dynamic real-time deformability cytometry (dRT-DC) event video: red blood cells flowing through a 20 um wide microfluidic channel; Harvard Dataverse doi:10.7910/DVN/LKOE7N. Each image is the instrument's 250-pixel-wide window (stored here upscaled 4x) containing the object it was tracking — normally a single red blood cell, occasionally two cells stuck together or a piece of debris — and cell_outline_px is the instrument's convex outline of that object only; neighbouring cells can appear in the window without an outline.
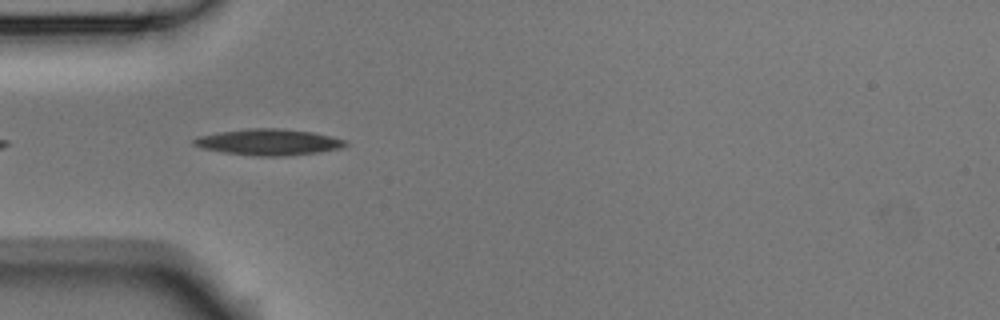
{"species": "Egyptian fruit bat (a non-hibernating species)", "species_latin": "Rousettus aegyptiacus", "temperature_condition": "room temperature", "stored_images_in_passage": 6, "camera_frame_rate_fps": 3000, "um_per_image_px": 0.085, "animal": {"sex": "male"}, "frame": {"image": 1, "passage_image": 2, "time_ms": 0.333, "image_size_px": [1000, 320], "cell_outline_px": [[348, 144], [340, 148], [316, 152], [280, 156], [256, 156], [224, 152], [200, 148], [192, 144], [192, 140], [200, 136], [220, 132], [248, 128], [276, 128], [312, 132], [348, 140]], "centroid_in_image_um": [22.82, 12.07], "position_along_channel_um": 62.2, "area_um2": 22.89}}
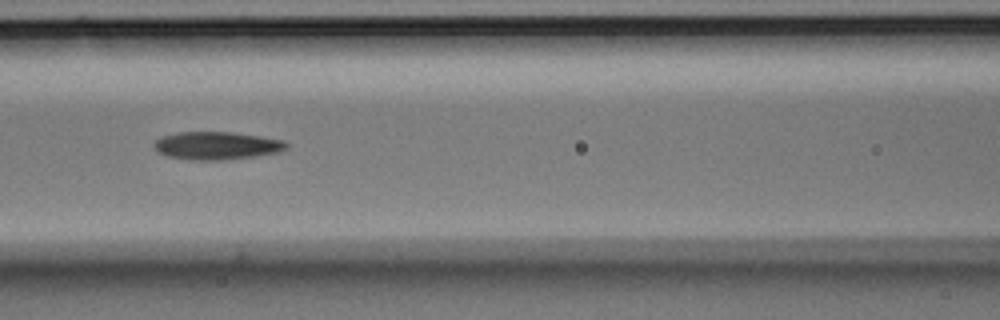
{"frame": {"image": 2, "passage_image": 4, "time_ms": 1.0, "image_size_px": [1000, 320], "cell_outline_px": [[288, 148], [280, 152], [256, 156], [220, 160], [188, 160], [168, 156], [160, 152], [152, 144], [160, 136], [176, 132], [228, 132], [260, 136], [284, 140], [288, 144]], "centroid_in_image_um": [18.43, 12.38], "position_along_channel_um": 148.2, "area_um2": 21.56}}
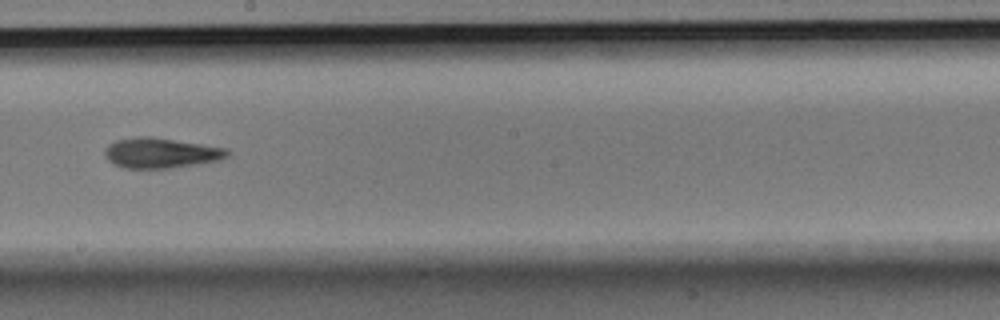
{"frame": {"image": 3, "passage_image": 6, "time_ms": 1.667, "image_size_px": [1000, 320], "cell_outline_px": [[228, 156], [220, 160], [172, 168], [124, 168], [112, 164], [108, 160], [104, 152], [104, 148], [108, 144], [116, 140], [136, 136], [152, 136], [228, 148]], "centroid_in_image_um": [13.65, 12.99], "position_along_channel_um": 234.6, "area_um2": 21.79}}